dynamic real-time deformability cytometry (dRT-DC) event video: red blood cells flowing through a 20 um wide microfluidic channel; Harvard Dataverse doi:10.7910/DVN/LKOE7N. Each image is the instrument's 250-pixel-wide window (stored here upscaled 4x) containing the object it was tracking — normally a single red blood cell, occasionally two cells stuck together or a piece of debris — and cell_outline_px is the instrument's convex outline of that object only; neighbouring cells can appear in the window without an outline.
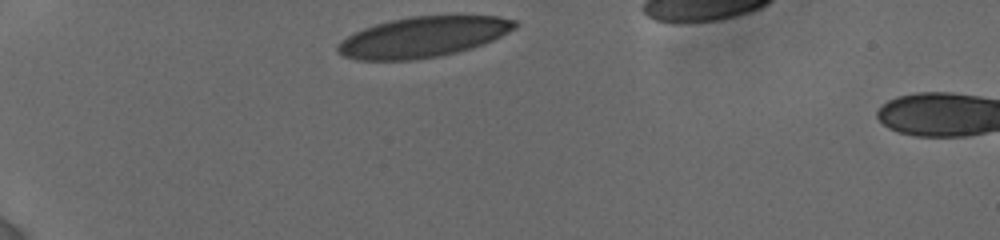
{"species": "human", "species_latin": "Homo sapiens", "temperature_condition": "cold", "stored_images_in_passage": 36, "camera_frame_rate_fps": 3000, "um_per_image_px": 0.085, "donor": {"sex": "female"}, "frame": {"image": 1, "passage_image": 1, "time_ms": 0.0, "image_size_px": [1000, 240], "cell_outline_px": [[516, 28], [484, 44], [472, 48], [440, 56], [412, 60], [356, 60], [344, 56], [336, 48], [340, 40], [364, 28], [376, 24], [392, 20], [412, 16], [496, 16], [516, 20]], "centroid_in_image_um": [35.96, 3.15], "position_along_channel_um": 49.0, "area_um2": 41.5}}
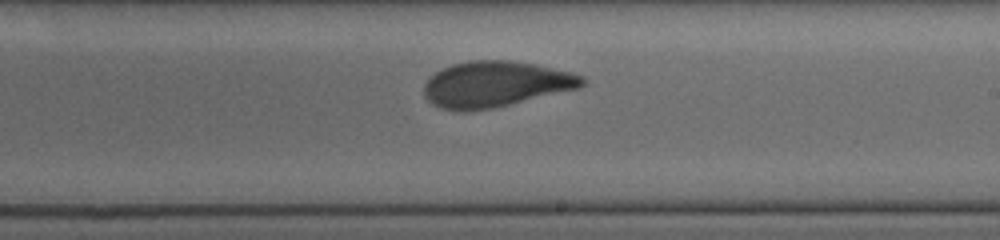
{"frame": {"image": 2, "passage_image": 24, "time_ms": 6.333, "image_size_px": [1000, 240], "cell_outline_px": [[588, 80], [580, 88], [492, 108], [468, 112], [460, 112], [440, 108], [432, 104], [424, 96], [424, 84], [436, 72], [452, 64], [472, 60], [508, 60], [532, 64], [572, 72], [584, 76]], "centroid_in_image_um": [42.12, 7.17], "position_along_channel_um": 246.9, "area_um2": 42.25}}
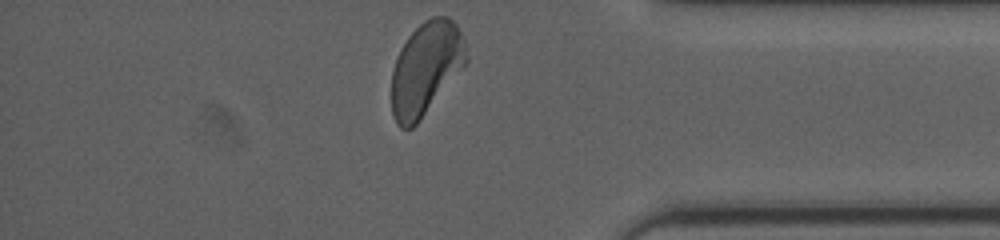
{"frame": {"image": 3, "passage_image": 36, "time_ms": 10.667, "image_size_px": [1000, 240], "cell_outline_px": [[468, 60], [416, 124], [412, 128], [400, 128], [396, 124], [392, 112], [392, 68], [396, 56], [400, 48], [408, 36], [424, 20], [432, 16], [448, 16], [456, 24], [464, 40]], "centroid_in_image_um": [36.17, 5.79], "position_along_channel_um": 399.0, "area_um2": 40.06}, "authors_computed_cell_mechanics": {"area_um2": 42.1651, "velocity_mm_per_s": 3.8034, "shape_relaxation_time_tau1_ms": 3.1143, "shape_relaxation_time_tau2_ms": 0.9483, "deformation_change_tau1": 0.1481, "deformation_change_tau2": 0.0732}}